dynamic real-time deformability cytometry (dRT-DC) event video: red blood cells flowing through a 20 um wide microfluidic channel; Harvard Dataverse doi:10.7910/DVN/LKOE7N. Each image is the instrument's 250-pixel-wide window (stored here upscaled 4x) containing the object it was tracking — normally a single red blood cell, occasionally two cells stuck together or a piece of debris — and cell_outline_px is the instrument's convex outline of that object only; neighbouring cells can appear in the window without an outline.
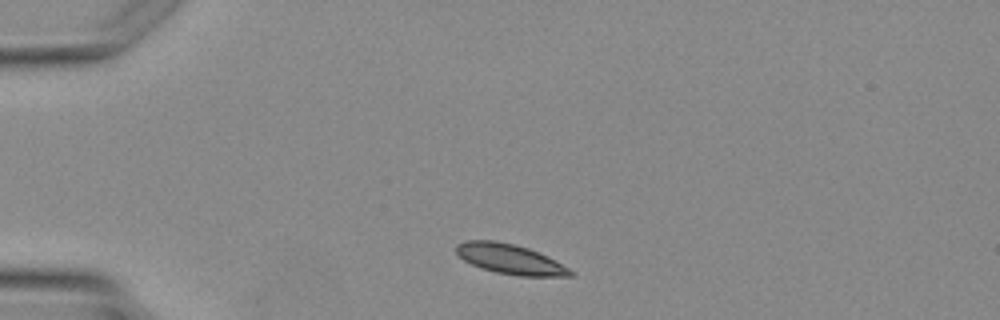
{"species": "Egyptian fruit bat (a non-hibernating species)", "species_latin": "Rousettus aegyptiacus", "temperature_condition": "warm", "stored_images_in_passage": 2, "camera_frame_rate_fps": 3000, "um_per_image_px": 0.085, "animal": {"sex": "female"}, "frame": {"image": 1, "passage_image": 1, "time_ms": 0.0, "image_size_px": [1000, 320], "cell_outline_px": [[572, 276], [520, 276], [496, 272], [480, 268], [464, 260], [456, 252], [456, 244], [464, 240], [496, 240], [528, 248], [548, 256], [568, 268], [572, 272]], "centroid_in_image_um": [43.31, 22.01], "position_along_channel_um": 41.7, "area_um2": 19.77}}
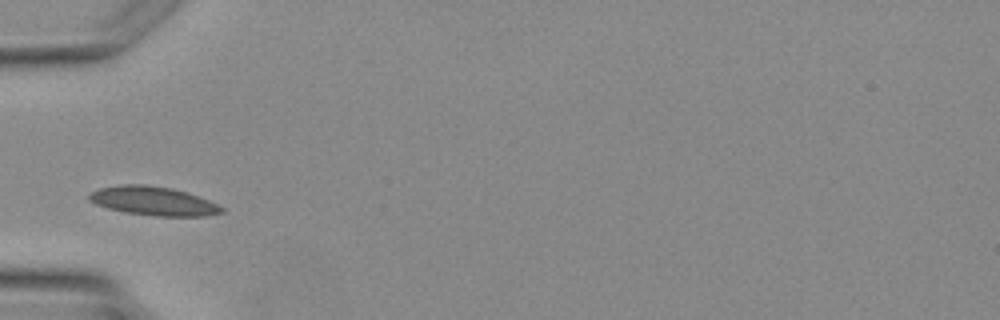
{"frame": {"image": 2, "passage_image": 2, "time_ms": 1.333, "image_size_px": [1000, 320], "cell_outline_px": [[224, 212], [208, 216], [156, 216], [124, 212], [108, 208], [96, 204], [88, 200], [88, 196], [92, 192], [100, 188], [120, 184], [144, 184], [172, 188], [208, 200], [224, 208]], "centroid_in_image_um": [13.02, 17.09], "position_along_channel_um": 72.0, "area_um2": 22.14}}